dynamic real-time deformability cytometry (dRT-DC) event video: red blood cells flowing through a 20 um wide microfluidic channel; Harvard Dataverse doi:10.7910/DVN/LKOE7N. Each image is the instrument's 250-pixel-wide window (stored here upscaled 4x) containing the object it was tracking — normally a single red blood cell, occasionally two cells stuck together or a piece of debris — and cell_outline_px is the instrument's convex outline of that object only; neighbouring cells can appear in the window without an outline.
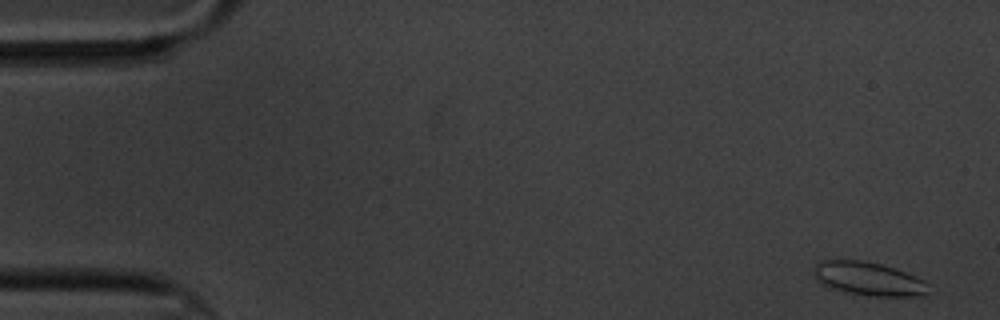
{"species": "common noctule bat (a hibernating species)", "species_latin": "Nyctalus noctula", "temperature_condition": "cold", "stored_images_in_passage": 4, "camera_frame_rate_fps": 3000, "um_per_image_px": 0.085, "animal": {"sex": "male", "body_mass_g": 20.1, "forearm_length_mm": 53.5}, "frame": {"image": 1, "passage_image": 1, "time_ms": 0.0, "image_size_px": [1000, 320], "cell_outline_px": [[928, 284], [924, 296], [868, 296], [844, 292], [820, 284], [816, 280], [812, 272], [812, 268], [820, 260], [864, 260], [880, 264], [916, 276], [924, 280]], "centroid_in_image_um": [73.75, 23.7], "position_along_channel_um": 11.2, "area_um2": 22.54}}